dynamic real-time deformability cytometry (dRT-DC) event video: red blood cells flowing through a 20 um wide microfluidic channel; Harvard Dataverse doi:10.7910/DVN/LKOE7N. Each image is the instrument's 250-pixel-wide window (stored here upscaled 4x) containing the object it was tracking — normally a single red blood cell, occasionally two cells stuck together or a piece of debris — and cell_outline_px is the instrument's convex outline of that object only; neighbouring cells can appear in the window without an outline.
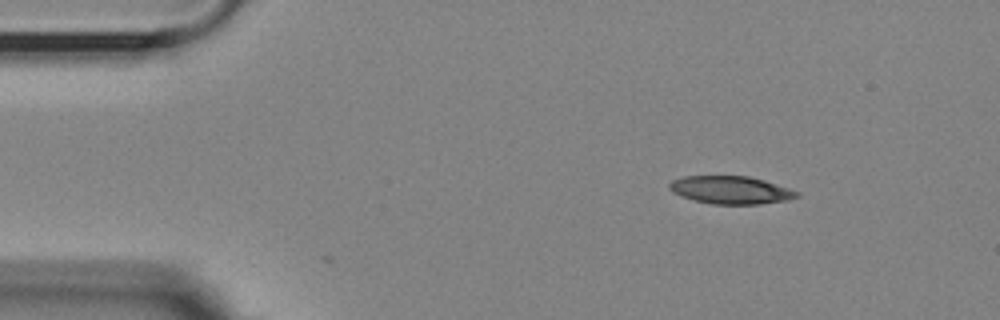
{"species": "Egyptian fruit bat (a non-hibernating species)", "species_latin": "Rousettus aegyptiacus", "temperature_condition": "room temperature", "stored_images_in_passage": 2, "camera_frame_rate_fps": 3000, "um_per_image_px": 0.085, "animal": {"sex": "female"}, "frame": {"image": 1, "passage_image": 2, "time_ms": 0.333, "image_size_px": [1000, 320], "cell_outline_px": [[800, 196], [788, 200], [760, 204], [712, 204], [696, 200], [672, 192], [668, 188], [668, 184], [672, 180], [684, 176], [748, 176], [764, 180], [800, 192]], "centroid_in_image_um": [62.13, 16.15], "position_along_channel_um": 22.9, "area_um2": 20.58}}